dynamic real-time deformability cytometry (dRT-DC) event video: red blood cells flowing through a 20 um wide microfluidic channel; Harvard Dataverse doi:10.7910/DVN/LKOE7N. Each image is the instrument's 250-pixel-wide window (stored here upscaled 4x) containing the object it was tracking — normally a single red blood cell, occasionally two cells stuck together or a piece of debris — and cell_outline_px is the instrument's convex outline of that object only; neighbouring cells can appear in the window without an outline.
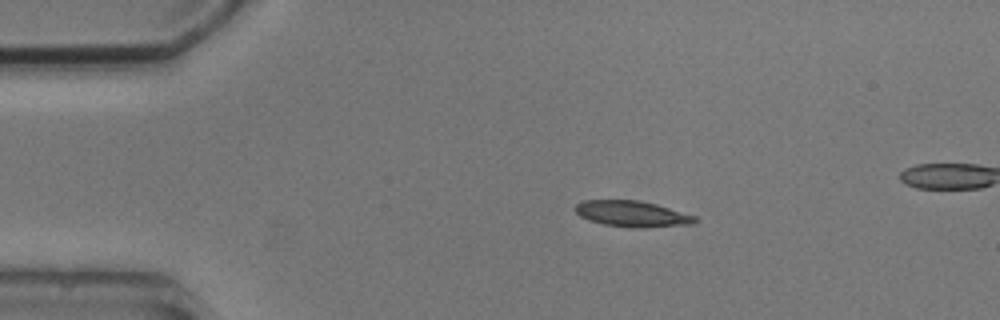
{"species": "common noctule bat (a hibernating species)", "species_latin": "Nyctalus noctula", "temperature_condition": "cold", "stored_images_in_passage": 8, "camera_frame_rate_fps": 3000, "um_per_image_px": 0.085, "animal": {"sex": "male", "body_mass_g": 20.5, "forearm_length_mm": 52.5}, "frame": {"image": 1, "passage_image": 3, "time_ms": 2.333, "image_size_px": [1000, 320], "cell_outline_px": [[700, 220], [696, 224], [644, 228], [632, 228], [604, 224], [588, 220], [580, 216], [572, 208], [576, 204], [584, 200], [640, 200], [656, 204], [696, 216]], "centroid_in_image_um": [53.76, 18.18], "position_along_channel_um": 31.2, "area_um2": 18.44}}